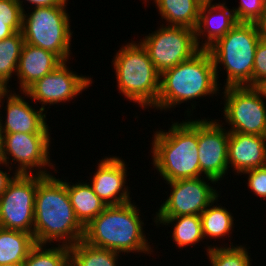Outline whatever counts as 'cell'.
<instances>
[{
    "label": "cell",
    "instance_id": "6da1fadb",
    "mask_svg": "<svg viewBox=\"0 0 266 266\" xmlns=\"http://www.w3.org/2000/svg\"><path fill=\"white\" fill-rule=\"evenodd\" d=\"M85 227L77 219L67 191V180L45 176L37 186L34 209L36 244L59 242L72 246L84 237ZM48 243V244H47Z\"/></svg>",
    "mask_w": 266,
    "mask_h": 266
},
{
    "label": "cell",
    "instance_id": "7a4b0ae2",
    "mask_svg": "<svg viewBox=\"0 0 266 266\" xmlns=\"http://www.w3.org/2000/svg\"><path fill=\"white\" fill-rule=\"evenodd\" d=\"M136 203L107 206L86 227L83 240L95 247L118 253L154 252L148 242ZM145 234V235H144Z\"/></svg>",
    "mask_w": 266,
    "mask_h": 266
},
{
    "label": "cell",
    "instance_id": "3957f363",
    "mask_svg": "<svg viewBox=\"0 0 266 266\" xmlns=\"http://www.w3.org/2000/svg\"><path fill=\"white\" fill-rule=\"evenodd\" d=\"M172 123L168 132H154L152 164L166 182L200 177L198 119Z\"/></svg>",
    "mask_w": 266,
    "mask_h": 266
},
{
    "label": "cell",
    "instance_id": "277c9868",
    "mask_svg": "<svg viewBox=\"0 0 266 266\" xmlns=\"http://www.w3.org/2000/svg\"><path fill=\"white\" fill-rule=\"evenodd\" d=\"M214 63L208 50L201 49L192 58L160 75L157 110L170 111L177 105L219 93ZM159 108V109H158Z\"/></svg>",
    "mask_w": 266,
    "mask_h": 266
},
{
    "label": "cell",
    "instance_id": "5b68a950",
    "mask_svg": "<svg viewBox=\"0 0 266 266\" xmlns=\"http://www.w3.org/2000/svg\"><path fill=\"white\" fill-rule=\"evenodd\" d=\"M113 58L118 93L142 109L155 108L160 91V74L142 43H127Z\"/></svg>",
    "mask_w": 266,
    "mask_h": 266
},
{
    "label": "cell",
    "instance_id": "8992f818",
    "mask_svg": "<svg viewBox=\"0 0 266 266\" xmlns=\"http://www.w3.org/2000/svg\"><path fill=\"white\" fill-rule=\"evenodd\" d=\"M259 41L254 23L237 22L224 37L210 46L207 50L214 63L217 81L218 69L221 70L223 65L227 76L224 87H253V64Z\"/></svg>",
    "mask_w": 266,
    "mask_h": 266
},
{
    "label": "cell",
    "instance_id": "52a82bcc",
    "mask_svg": "<svg viewBox=\"0 0 266 266\" xmlns=\"http://www.w3.org/2000/svg\"><path fill=\"white\" fill-rule=\"evenodd\" d=\"M66 6H32V12L23 11L22 34L25 43L51 51L69 63L73 32Z\"/></svg>",
    "mask_w": 266,
    "mask_h": 266
},
{
    "label": "cell",
    "instance_id": "ba28073f",
    "mask_svg": "<svg viewBox=\"0 0 266 266\" xmlns=\"http://www.w3.org/2000/svg\"><path fill=\"white\" fill-rule=\"evenodd\" d=\"M223 116L229 132L266 136V101L258 87H223Z\"/></svg>",
    "mask_w": 266,
    "mask_h": 266
},
{
    "label": "cell",
    "instance_id": "9c48e42d",
    "mask_svg": "<svg viewBox=\"0 0 266 266\" xmlns=\"http://www.w3.org/2000/svg\"><path fill=\"white\" fill-rule=\"evenodd\" d=\"M155 69L161 75L168 69L192 58L201 49L197 46L193 29L168 26L162 23L158 30L140 39Z\"/></svg>",
    "mask_w": 266,
    "mask_h": 266
},
{
    "label": "cell",
    "instance_id": "30bf717a",
    "mask_svg": "<svg viewBox=\"0 0 266 266\" xmlns=\"http://www.w3.org/2000/svg\"><path fill=\"white\" fill-rule=\"evenodd\" d=\"M50 140V134L20 132L2 134L0 159L8 166L9 163L11 166L13 163L15 165L18 163L15 168L17 174L51 175L50 171L46 169V167L54 168L49 156L51 155L49 151ZM10 157H12L13 163L10 161Z\"/></svg>",
    "mask_w": 266,
    "mask_h": 266
},
{
    "label": "cell",
    "instance_id": "8fae6325",
    "mask_svg": "<svg viewBox=\"0 0 266 266\" xmlns=\"http://www.w3.org/2000/svg\"><path fill=\"white\" fill-rule=\"evenodd\" d=\"M44 175L18 174L0 196V227L34 236L35 193Z\"/></svg>",
    "mask_w": 266,
    "mask_h": 266
},
{
    "label": "cell",
    "instance_id": "7c38bea8",
    "mask_svg": "<svg viewBox=\"0 0 266 266\" xmlns=\"http://www.w3.org/2000/svg\"><path fill=\"white\" fill-rule=\"evenodd\" d=\"M210 183L216 185L217 182L203 176L167 182L166 184L171 187L170 196L158 208L155 217L201 215L217 197L221 196L209 185Z\"/></svg>",
    "mask_w": 266,
    "mask_h": 266
},
{
    "label": "cell",
    "instance_id": "4fadbf2b",
    "mask_svg": "<svg viewBox=\"0 0 266 266\" xmlns=\"http://www.w3.org/2000/svg\"><path fill=\"white\" fill-rule=\"evenodd\" d=\"M66 63L64 61L24 91L28 98L41 103L40 108L44 111L47 104L51 106L73 100L93 83L91 77L76 74Z\"/></svg>",
    "mask_w": 266,
    "mask_h": 266
},
{
    "label": "cell",
    "instance_id": "5bb4252c",
    "mask_svg": "<svg viewBox=\"0 0 266 266\" xmlns=\"http://www.w3.org/2000/svg\"><path fill=\"white\" fill-rule=\"evenodd\" d=\"M209 120V121H208ZM220 120L198 119V155L201 177L217 183L224 179L228 168V141L230 132ZM224 127V128H223ZM203 174V175H202Z\"/></svg>",
    "mask_w": 266,
    "mask_h": 266
},
{
    "label": "cell",
    "instance_id": "9a60e30c",
    "mask_svg": "<svg viewBox=\"0 0 266 266\" xmlns=\"http://www.w3.org/2000/svg\"><path fill=\"white\" fill-rule=\"evenodd\" d=\"M20 94L9 91L1 100L0 106H5V121L3 122L0 113V127L2 134L12 133H32V134H50L49 126L47 124L46 113L43 109L35 110L24 98L27 94L21 92ZM5 98V99H4Z\"/></svg>",
    "mask_w": 266,
    "mask_h": 266
},
{
    "label": "cell",
    "instance_id": "2e32d148",
    "mask_svg": "<svg viewBox=\"0 0 266 266\" xmlns=\"http://www.w3.org/2000/svg\"><path fill=\"white\" fill-rule=\"evenodd\" d=\"M97 165L92 181L89 182L94 193L107 206L131 202L130 187L125 185L127 182L125 161L116 156H106Z\"/></svg>",
    "mask_w": 266,
    "mask_h": 266
},
{
    "label": "cell",
    "instance_id": "e0dca14e",
    "mask_svg": "<svg viewBox=\"0 0 266 266\" xmlns=\"http://www.w3.org/2000/svg\"><path fill=\"white\" fill-rule=\"evenodd\" d=\"M230 166L238 175L266 166V136L230 132L228 168Z\"/></svg>",
    "mask_w": 266,
    "mask_h": 266
},
{
    "label": "cell",
    "instance_id": "ac0fdd59",
    "mask_svg": "<svg viewBox=\"0 0 266 266\" xmlns=\"http://www.w3.org/2000/svg\"><path fill=\"white\" fill-rule=\"evenodd\" d=\"M236 24L237 19L234 11L226 6V2L201 5L198 23L194 30L197 46L200 49L207 50L218 39L224 37ZM201 36L204 38L200 42L201 38L199 37Z\"/></svg>",
    "mask_w": 266,
    "mask_h": 266
},
{
    "label": "cell",
    "instance_id": "d6986e66",
    "mask_svg": "<svg viewBox=\"0 0 266 266\" xmlns=\"http://www.w3.org/2000/svg\"><path fill=\"white\" fill-rule=\"evenodd\" d=\"M64 61L51 51L24 42L17 73L19 92H24L35 81L51 73Z\"/></svg>",
    "mask_w": 266,
    "mask_h": 266
},
{
    "label": "cell",
    "instance_id": "ffe728a7",
    "mask_svg": "<svg viewBox=\"0 0 266 266\" xmlns=\"http://www.w3.org/2000/svg\"><path fill=\"white\" fill-rule=\"evenodd\" d=\"M67 182L70 203L79 222L86 227L107 205L94 193L88 182Z\"/></svg>",
    "mask_w": 266,
    "mask_h": 266
},
{
    "label": "cell",
    "instance_id": "44dd1931",
    "mask_svg": "<svg viewBox=\"0 0 266 266\" xmlns=\"http://www.w3.org/2000/svg\"><path fill=\"white\" fill-rule=\"evenodd\" d=\"M148 0H144V3ZM168 26L187 27L195 30L201 4L197 0H153Z\"/></svg>",
    "mask_w": 266,
    "mask_h": 266
},
{
    "label": "cell",
    "instance_id": "7402d4cb",
    "mask_svg": "<svg viewBox=\"0 0 266 266\" xmlns=\"http://www.w3.org/2000/svg\"><path fill=\"white\" fill-rule=\"evenodd\" d=\"M153 219L156 226L174 224L171 239L180 249L186 246L193 247L204 240L200 215L155 217Z\"/></svg>",
    "mask_w": 266,
    "mask_h": 266
},
{
    "label": "cell",
    "instance_id": "603a6c76",
    "mask_svg": "<svg viewBox=\"0 0 266 266\" xmlns=\"http://www.w3.org/2000/svg\"><path fill=\"white\" fill-rule=\"evenodd\" d=\"M35 245L33 234L0 227V265L23 263Z\"/></svg>",
    "mask_w": 266,
    "mask_h": 266
},
{
    "label": "cell",
    "instance_id": "cb8c5ba5",
    "mask_svg": "<svg viewBox=\"0 0 266 266\" xmlns=\"http://www.w3.org/2000/svg\"><path fill=\"white\" fill-rule=\"evenodd\" d=\"M70 266H118L120 254L86 243L83 239L69 247Z\"/></svg>",
    "mask_w": 266,
    "mask_h": 266
},
{
    "label": "cell",
    "instance_id": "d4e9b609",
    "mask_svg": "<svg viewBox=\"0 0 266 266\" xmlns=\"http://www.w3.org/2000/svg\"><path fill=\"white\" fill-rule=\"evenodd\" d=\"M218 199L217 197L200 215L204 239L209 237L216 241L215 239L223 238L226 235L230 237L234 229L233 214L221 204L214 205Z\"/></svg>",
    "mask_w": 266,
    "mask_h": 266
},
{
    "label": "cell",
    "instance_id": "484cf974",
    "mask_svg": "<svg viewBox=\"0 0 266 266\" xmlns=\"http://www.w3.org/2000/svg\"><path fill=\"white\" fill-rule=\"evenodd\" d=\"M24 42L22 31L0 40V79L7 85L12 75L17 73Z\"/></svg>",
    "mask_w": 266,
    "mask_h": 266
},
{
    "label": "cell",
    "instance_id": "4316f807",
    "mask_svg": "<svg viewBox=\"0 0 266 266\" xmlns=\"http://www.w3.org/2000/svg\"><path fill=\"white\" fill-rule=\"evenodd\" d=\"M56 246L46 248V244H36L24 260L23 266H70L69 246Z\"/></svg>",
    "mask_w": 266,
    "mask_h": 266
},
{
    "label": "cell",
    "instance_id": "83f0119b",
    "mask_svg": "<svg viewBox=\"0 0 266 266\" xmlns=\"http://www.w3.org/2000/svg\"><path fill=\"white\" fill-rule=\"evenodd\" d=\"M227 246H219L212 244L207 247V256L210 261V266H251L252 262L247 248L243 245H233L231 242ZM229 246V247H228Z\"/></svg>",
    "mask_w": 266,
    "mask_h": 266
},
{
    "label": "cell",
    "instance_id": "f1b7e54d",
    "mask_svg": "<svg viewBox=\"0 0 266 266\" xmlns=\"http://www.w3.org/2000/svg\"><path fill=\"white\" fill-rule=\"evenodd\" d=\"M23 10L15 0H0V40L22 31Z\"/></svg>",
    "mask_w": 266,
    "mask_h": 266
},
{
    "label": "cell",
    "instance_id": "f546056e",
    "mask_svg": "<svg viewBox=\"0 0 266 266\" xmlns=\"http://www.w3.org/2000/svg\"><path fill=\"white\" fill-rule=\"evenodd\" d=\"M264 0H241L238 8L233 9L237 22L254 23L263 13Z\"/></svg>",
    "mask_w": 266,
    "mask_h": 266
},
{
    "label": "cell",
    "instance_id": "4dcf8cb0",
    "mask_svg": "<svg viewBox=\"0 0 266 266\" xmlns=\"http://www.w3.org/2000/svg\"><path fill=\"white\" fill-rule=\"evenodd\" d=\"M266 80V41L260 39L257 44L253 64V87H258Z\"/></svg>",
    "mask_w": 266,
    "mask_h": 266
},
{
    "label": "cell",
    "instance_id": "1f68e13d",
    "mask_svg": "<svg viewBox=\"0 0 266 266\" xmlns=\"http://www.w3.org/2000/svg\"><path fill=\"white\" fill-rule=\"evenodd\" d=\"M242 174H247V186L251 189L250 192L266 199V166L247 170Z\"/></svg>",
    "mask_w": 266,
    "mask_h": 266
},
{
    "label": "cell",
    "instance_id": "d6a6232c",
    "mask_svg": "<svg viewBox=\"0 0 266 266\" xmlns=\"http://www.w3.org/2000/svg\"><path fill=\"white\" fill-rule=\"evenodd\" d=\"M19 5H20V7H21V9L23 10V11H25V9H24V4H23V2L24 3H26V1L28 2V3H30V5L32 6H34V8H36V7H49V6H59V5H67L68 3H67V1L68 0H15ZM23 4V5H22Z\"/></svg>",
    "mask_w": 266,
    "mask_h": 266
},
{
    "label": "cell",
    "instance_id": "836d02e7",
    "mask_svg": "<svg viewBox=\"0 0 266 266\" xmlns=\"http://www.w3.org/2000/svg\"><path fill=\"white\" fill-rule=\"evenodd\" d=\"M4 165L6 168L8 167V165L3 162V160L0 159V166ZM9 170L8 172L3 171L0 169V196L6 191V189L8 188L9 184L14 180V178L18 175L17 173L13 172V175L10 176V172H11V166L8 167Z\"/></svg>",
    "mask_w": 266,
    "mask_h": 266
},
{
    "label": "cell",
    "instance_id": "e575fe53",
    "mask_svg": "<svg viewBox=\"0 0 266 266\" xmlns=\"http://www.w3.org/2000/svg\"><path fill=\"white\" fill-rule=\"evenodd\" d=\"M260 39L266 41V5L261 16L254 22Z\"/></svg>",
    "mask_w": 266,
    "mask_h": 266
},
{
    "label": "cell",
    "instance_id": "d590c367",
    "mask_svg": "<svg viewBox=\"0 0 266 266\" xmlns=\"http://www.w3.org/2000/svg\"><path fill=\"white\" fill-rule=\"evenodd\" d=\"M9 85L5 84L1 79H0V102L2 98L11 90L9 89Z\"/></svg>",
    "mask_w": 266,
    "mask_h": 266
},
{
    "label": "cell",
    "instance_id": "8d00e7d4",
    "mask_svg": "<svg viewBox=\"0 0 266 266\" xmlns=\"http://www.w3.org/2000/svg\"><path fill=\"white\" fill-rule=\"evenodd\" d=\"M258 88L262 91L264 98L266 99V80L261 83Z\"/></svg>",
    "mask_w": 266,
    "mask_h": 266
},
{
    "label": "cell",
    "instance_id": "74e56055",
    "mask_svg": "<svg viewBox=\"0 0 266 266\" xmlns=\"http://www.w3.org/2000/svg\"><path fill=\"white\" fill-rule=\"evenodd\" d=\"M201 5L212 4L213 0H197Z\"/></svg>",
    "mask_w": 266,
    "mask_h": 266
},
{
    "label": "cell",
    "instance_id": "f35d334b",
    "mask_svg": "<svg viewBox=\"0 0 266 266\" xmlns=\"http://www.w3.org/2000/svg\"><path fill=\"white\" fill-rule=\"evenodd\" d=\"M0 266H23V263L4 264Z\"/></svg>",
    "mask_w": 266,
    "mask_h": 266
},
{
    "label": "cell",
    "instance_id": "ab89813d",
    "mask_svg": "<svg viewBox=\"0 0 266 266\" xmlns=\"http://www.w3.org/2000/svg\"><path fill=\"white\" fill-rule=\"evenodd\" d=\"M0 109H2L1 106H0ZM1 142H2V133H1V127H0V153H1Z\"/></svg>",
    "mask_w": 266,
    "mask_h": 266
}]
</instances>
